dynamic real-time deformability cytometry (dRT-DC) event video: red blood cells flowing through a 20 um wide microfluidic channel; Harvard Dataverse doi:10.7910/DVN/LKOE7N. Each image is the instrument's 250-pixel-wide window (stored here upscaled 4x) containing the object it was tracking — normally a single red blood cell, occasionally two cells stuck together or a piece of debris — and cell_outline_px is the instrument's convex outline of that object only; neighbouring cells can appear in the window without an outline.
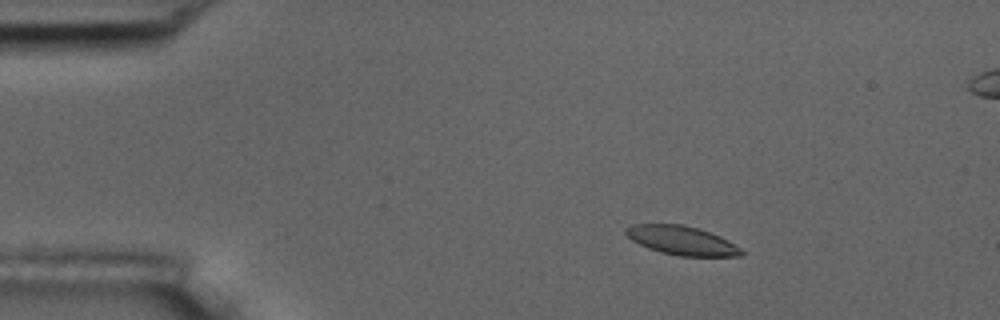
{"species": "common noctule bat (a hibernating species)", "species_latin": "Nyctalus noctula", "temperature_condition": "room temperature", "stored_images_in_passage": 6, "camera_frame_rate_fps": 3000, "um_per_image_px": 0.085, "animal": {"sex": "male", "body_mass_g": 17.5, "forearm_length_mm": 52.3}, "frame": {"image": 1, "passage_image": 3, "time_ms": 0.667, "image_size_px": [1000, 320], "cell_outline_px": [[744, 256], [680, 256], [660, 252], [648, 248], [632, 240], [624, 232], [624, 224], [684, 224], [720, 236], [740, 248], [744, 252]], "centroid_in_image_um": [57.9, 20.43], "position_along_channel_um": 27.1, "area_um2": 19.48}}